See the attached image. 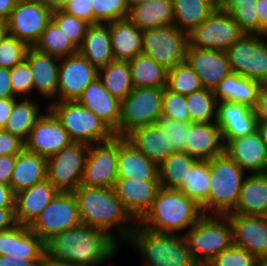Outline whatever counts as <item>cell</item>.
I'll list each match as a JSON object with an SVG mask.
<instances>
[{
  "mask_svg": "<svg viewBox=\"0 0 267 266\" xmlns=\"http://www.w3.org/2000/svg\"><path fill=\"white\" fill-rule=\"evenodd\" d=\"M121 244L107 231L80 223L45 243L46 255L55 261L81 266H102L114 258Z\"/></svg>",
  "mask_w": 267,
  "mask_h": 266,
  "instance_id": "6da1fadb",
  "label": "cell"
},
{
  "mask_svg": "<svg viewBox=\"0 0 267 266\" xmlns=\"http://www.w3.org/2000/svg\"><path fill=\"white\" fill-rule=\"evenodd\" d=\"M73 194L82 224L105 230L120 244H125L137 222L126 211L113 188L80 185Z\"/></svg>",
  "mask_w": 267,
  "mask_h": 266,
  "instance_id": "7a4b0ae2",
  "label": "cell"
},
{
  "mask_svg": "<svg viewBox=\"0 0 267 266\" xmlns=\"http://www.w3.org/2000/svg\"><path fill=\"white\" fill-rule=\"evenodd\" d=\"M202 216L201 207L186 194L161 187L137 224L157 233L184 235Z\"/></svg>",
  "mask_w": 267,
  "mask_h": 266,
  "instance_id": "3957f363",
  "label": "cell"
},
{
  "mask_svg": "<svg viewBox=\"0 0 267 266\" xmlns=\"http://www.w3.org/2000/svg\"><path fill=\"white\" fill-rule=\"evenodd\" d=\"M125 243L138 253L142 266H199L183 235L157 233L136 224Z\"/></svg>",
  "mask_w": 267,
  "mask_h": 266,
  "instance_id": "277c9868",
  "label": "cell"
},
{
  "mask_svg": "<svg viewBox=\"0 0 267 266\" xmlns=\"http://www.w3.org/2000/svg\"><path fill=\"white\" fill-rule=\"evenodd\" d=\"M208 215H226L239 198L246 173L225 152L209 160Z\"/></svg>",
  "mask_w": 267,
  "mask_h": 266,
  "instance_id": "5b68a950",
  "label": "cell"
},
{
  "mask_svg": "<svg viewBox=\"0 0 267 266\" xmlns=\"http://www.w3.org/2000/svg\"><path fill=\"white\" fill-rule=\"evenodd\" d=\"M183 236L199 266H205L233 244L232 226L226 215H203Z\"/></svg>",
  "mask_w": 267,
  "mask_h": 266,
  "instance_id": "8992f818",
  "label": "cell"
},
{
  "mask_svg": "<svg viewBox=\"0 0 267 266\" xmlns=\"http://www.w3.org/2000/svg\"><path fill=\"white\" fill-rule=\"evenodd\" d=\"M48 109L57 118L73 142L88 145L111 140L115 135L93 112L73 101H51Z\"/></svg>",
  "mask_w": 267,
  "mask_h": 266,
  "instance_id": "52a82bcc",
  "label": "cell"
},
{
  "mask_svg": "<svg viewBox=\"0 0 267 266\" xmlns=\"http://www.w3.org/2000/svg\"><path fill=\"white\" fill-rule=\"evenodd\" d=\"M164 87L134 88L121 101L120 120L116 137L125 138L133 130L156 124L162 117Z\"/></svg>",
  "mask_w": 267,
  "mask_h": 266,
  "instance_id": "ba28073f",
  "label": "cell"
},
{
  "mask_svg": "<svg viewBox=\"0 0 267 266\" xmlns=\"http://www.w3.org/2000/svg\"><path fill=\"white\" fill-rule=\"evenodd\" d=\"M188 33L174 24L142 32V54L169 70L186 60Z\"/></svg>",
  "mask_w": 267,
  "mask_h": 266,
  "instance_id": "9c48e42d",
  "label": "cell"
},
{
  "mask_svg": "<svg viewBox=\"0 0 267 266\" xmlns=\"http://www.w3.org/2000/svg\"><path fill=\"white\" fill-rule=\"evenodd\" d=\"M243 35L233 17L217 7L200 25L188 33V41L194 48L226 51Z\"/></svg>",
  "mask_w": 267,
  "mask_h": 266,
  "instance_id": "30bf717a",
  "label": "cell"
},
{
  "mask_svg": "<svg viewBox=\"0 0 267 266\" xmlns=\"http://www.w3.org/2000/svg\"><path fill=\"white\" fill-rule=\"evenodd\" d=\"M225 53L233 73L267 84V42L263 35L244 34Z\"/></svg>",
  "mask_w": 267,
  "mask_h": 266,
  "instance_id": "8fae6325",
  "label": "cell"
},
{
  "mask_svg": "<svg viewBox=\"0 0 267 266\" xmlns=\"http://www.w3.org/2000/svg\"><path fill=\"white\" fill-rule=\"evenodd\" d=\"M89 145L72 142L47 158L46 179L60 192H73L80 186Z\"/></svg>",
  "mask_w": 267,
  "mask_h": 266,
  "instance_id": "7c38bea8",
  "label": "cell"
},
{
  "mask_svg": "<svg viewBox=\"0 0 267 266\" xmlns=\"http://www.w3.org/2000/svg\"><path fill=\"white\" fill-rule=\"evenodd\" d=\"M78 205L73 192H60L29 226L45 243L54 235L79 225Z\"/></svg>",
  "mask_w": 267,
  "mask_h": 266,
  "instance_id": "4fadbf2b",
  "label": "cell"
},
{
  "mask_svg": "<svg viewBox=\"0 0 267 266\" xmlns=\"http://www.w3.org/2000/svg\"><path fill=\"white\" fill-rule=\"evenodd\" d=\"M52 8L46 2H16L4 23L5 32L33 47L47 24Z\"/></svg>",
  "mask_w": 267,
  "mask_h": 266,
  "instance_id": "5bb4252c",
  "label": "cell"
},
{
  "mask_svg": "<svg viewBox=\"0 0 267 266\" xmlns=\"http://www.w3.org/2000/svg\"><path fill=\"white\" fill-rule=\"evenodd\" d=\"M118 137L89 145L81 186L113 188L117 179Z\"/></svg>",
  "mask_w": 267,
  "mask_h": 266,
  "instance_id": "9a60e30c",
  "label": "cell"
},
{
  "mask_svg": "<svg viewBox=\"0 0 267 266\" xmlns=\"http://www.w3.org/2000/svg\"><path fill=\"white\" fill-rule=\"evenodd\" d=\"M98 77V69L79 52L60 59L58 88L52 101L77 100L87 85Z\"/></svg>",
  "mask_w": 267,
  "mask_h": 266,
  "instance_id": "2e32d148",
  "label": "cell"
},
{
  "mask_svg": "<svg viewBox=\"0 0 267 266\" xmlns=\"http://www.w3.org/2000/svg\"><path fill=\"white\" fill-rule=\"evenodd\" d=\"M45 106L44 113L32 127L25 141V149L48 158L70 145L73 141L48 109V104Z\"/></svg>",
  "mask_w": 267,
  "mask_h": 266,
  "instance_id": "e0dca14e",
  "label": "cell"
},
{
  "mask_svg": "<svg viewBox=\"0 0 267 266\" xmlns=\"http://www.w3.org/2000/svg\"><path fill=\"white\" fill-rule=\"evenodd\" d=\"M233 244L251 253L259 262L267 259V217L227 213Z\"/></svg>",
  "mask_w": 267,
  "mask_h": 266,
  "instance_id": "ac0fdd59",
  "label": "cell"
},
{
  "mask_svg": "<svg viewBox=\"0 0 267 266\" xmlns=\"http://www.w3.org/2000/svg\"><path fill=\"white\" fill-rule=\"evenodd\" d=\"M185 61L198 75L204 89L214 91L219 82L232 73L222 50L194 48L188 44Z\"/></svg>",
  "mask_w": 267,
  "mask_h": 266,
  "instance_id": "d6986e66",
  "label": "cell"
},
{
  "mask_svg": "<svg viewBox=\"0 0 267 266\" xmlns=\"http://www.w3.org/2000/svg\"><path fill=\"white\" fill-rule=\"evenodd\" d=\"M160 188L159 181L117 178L113 190L126 211L138 222L150 209Z\"/></svg>",
  "mask_w": 267,
  "mask_h": 266,
  "instance_id": "ffe728a7",
  "label": "cell"
},
{
  "mask_svg": "<svg viewBox=\"0 0 267 266\" xmlns=\"http://www.w3.org/2000/svg\"><path fill=\"white\" fill-rule=\"evenodd\" d=\"M224 152L249 174L266 171L267 149L258 130L230 139L224 145Z\"/></svg>",
  "mask_w": 267,
  "mask_h": 266,
  "instance_id": "44dd1931",
  "label": "cell"
},
{
  "mask_svg": "<svg viewBox=\"0 0 267 266\" xmlns=\"http://www.w3.org/2000/svg\"><path fill=\"white\" fill-rule=\"evenodd\" d=\"M257 123L252 107L232 101H217L216 124L224 145L230 139L252 134L257 130Z\"/></svg>",
  "mask_w": 267,
  "mask_h": 266,
  "instance_id": "7402d4cb",
  "label": "cell"
},
{
  "mask_svg": "<svg viewBox=\"0 0 267 266\" xmlns=\"http://www.w3.org/2000/svg\"><path fill=\"white\" fill-rule=\"evenodd\" d=\"M24 61L29 65L33 77L34 96L37 94L36 98L51 102L58 88L60 59L29 47Z\"/></svg>",
  "mask_w": 267,
  "mask_h": 266,
  "instance_id": "603a6c76",
  "label": "cell"
},
{
  "mask_svg": "<svg viewBox=\"0 0 267 266\" xmlns=\"http://www.w3.org/2000/svg\"><path fill=\"white\" fill-rule=\"evenodd\" d=\"M45 254V242L29 227L16 224L0 232V255L20 261L42 260Z\"/></svg>",
  "mask_w": 267,
  "mask_h": 266,
  "instance_id": "cb8c5ba5",
  "label": "cell"
},
{
  "mask_svg": "<svg viewBox=\"0 0 267 266\" xmlns=\"http://www.w3.org/2000/svg\"><path fill=\"white\" fill-rule=\"evenodd\" d=\"M185 153L197 160L209 161L224 153V142L216 122H191L185 138Z\"/></svg>",
  "mask_w": 267,
  "mask_h": 266,
  "instance_id": "d4e9b609",
  "label": "cell"
},
{
  "mask_svg": "<svg viewBox=\"0 0 267 266\" xmlns=\"http://www.w3.org/2000/svg\"><path fill=\"white\" fill-rule=\"evenodd\" d=\"M59 191L47 179L15 194L16 224L29 227Z\"/></svg>",
  "mask_w": 267,
  "mask_h": 266,
  "instance_id": "484cf974",
  "label": "cell"
},
{
  "mask_svg": "<svg viewBox=\"0 0 267 266\" xmlns=\"http://www.w3.org/2000/svg\"><path fill=\"white\" fill-rule=\"evenodd\" d=\"M76 101L98 116L113 133L118 129L121 101L110 94L98 77Z\"/></svg>",
  "mask_w": 267,
  "mask_h": 266,
  "instance_id": "4316f807",
  "label": "cell"
},
{
  "mask_svg": "<svg viewBox=\"0 0 267 266\" xmlns=\"http://www.w3.org/2000/svg\"><path fill=\"white\" fill-rule=\"evenodd\" d=\"M117 178L159 181L158 165L125 138L118 137Z\"/></svg>",
  "mask_w": 267,
  "mask_h": 266,
  "instance_id": "83f0119b",
  "label": "cell"
},
{
  "mask_svg": "<svg viewBox=\"0 0 267 266\" xmlns=\"http://www.w3.org/2000/svg\"><path fill=\"white\" fill-rule=\"evenodd\" d=\"M125 139L157 165L176 152L167 134L157 124L137 128Z\"/></svg>",
  "mask_w": 267,
  "mask_h": 266,
  "instance_id": "f1b7e54d",
  "label": "cell"
},
{
  "mask_svg": "<svg viewBox=\"0 0 267 266\" xmlns=\"http://www.w3.org/2000/svg\"><path fill=\"white\" fill-rule=\"evenodd\" d=\"M114 60L129 61L142 54V32L128 18L107 23Z\"/></svg>",
  "mask_w": 267,
  "mask_h": 266,
  "instance_id": "f546056e",
  "label": "cell"
},
{
  "mask_svg": "<svg viewBox=\"0 0 267 266\" xmlns=\"http://www.w3.org/2000/svg\"><path fill=\"white\" fill-rule=\"evenodd\" d=\"M47 158L27 151L16 155V162L10 179L12 192L30 188L46 180Z\"/></svg>",
  "mask_w": 267,
  "mask_h": 266,
  "instance_id": "4dcf8cb0",
  "label": "cell"
},
{
  "mask_svg": "<svg viewBox=\"0 0 267 266\" xmlns=\"http://www.w3.org/2000/svg\"><path fill=\"white\" fill-rule=\"evenodd\" d=\"M229 213L267 217V176L264 173L247 175L238 202Z\"/></svg>",
  "mask_w": 267,
  "mask_h": 266,
  "instance_id": "1f68e13d",
  "label": "cell"
},
{
  "mask_svg": "<svg viewBox=\"0 0 267 266\" xmlns=\"http://www.w3.org/2000/svg\"><path fill=\"white\" fill-rule=\"evenodd\" d=\"M78 52L97 69L113 61L109 25L107 23L89 25Z\"/></svg>",
  "mask_w": 267,
  "mask_h": 266,
  "instance_id": "d6a6232c",
  "label": "cell"
},
{
  "mask_svg": "<svg viewBox=\"0 0 267 266\" xmlns=\"http://www.w3.org/2000/svg\"><path fill=\"white\" fill-rule=\"evenodd\" d=\"M261 85L259 81L232 72L219 82L213 92L217 101H232L253 108Z\"/></svg>",
  "mask_w": 267,
  "mask_h": 266,
  "instance_id": "836d02e7",
  "label": "cell"
},
{
  "mask_svg": "<svg viewBox=\"0 0 267 266\" xmlns=\"http://www.w3.org/2000/svg\"><path fill=\"white\" fill-rule=\"evenodd\" d=\"M128 19L141 31L173 24L172 0H151L129 9Z\"/></svg>",
  "mask_w": 267,
  "mask_h": 266,
  "instance_id": "e575fe53",
  "label": "cell"
},
{
  "mask_svg": "<svg viewBox=\"0 0 267 266\" xmlns=\"http://www.w3.org/2000/svg\"><path fill=\"white\" fill-rule=\"evenodd\" d=\"M220 0H172L173 24L186 33L200 25L217 7Z\"/></svg>",
  "mask_w": 267,
  "mask_h": 266,
  "instance_id": "d590c367",
  "label": "cell"
},
{
  "mask_svg": "<svg viewBox=\"0 0 267 266\" xmlns=\"http://www.w3.org/2000/svg\"><path fill=\"white\" fill-rule=\"evenodd\" d=\"M39 98H18L13 105L6 125L3 129L21 138L24 142L27 140L32 127L44 113L41 111Z\"/></svg>",
  "mask_w": 267,
  "mask_h": 266,
  "instance_id": "8d00e7d4",
  "label": "cell"
},
{
  "mask_svg": "<svg viewBox=\"0 0 267 266\" xmlns=\"http://www.w3.org/2000/svg\"><path fill=\"white\" fill-rule=\"evenodd\" d=\"M197 159L184 151H176L158 164V180L162 188L179 189Z\"/></svg>",
  "mask_w": 267,
  "mask_h": 266,
  "instance_id": "74e56055",
  "label": "cell"
},
{
  "mask_svg": "<svg viewBox=\"0 0 267 266\" xmlns=\"http://www.w3.org/2000/svg\"><path fill=\"white\" fill-rule=\"evenodd\" d=\"M134 88L166 87L167 69L144 54L128 61Z\"/></svg>",
  "mask_w": 267,
  "mask_h": 266,
  "instance_id": "f35d334b",
  "label": "cell"
},
{
  "mask_svg": "<svg viewBox=\"0 0 267 266\" xmlns=\"http://www.w3.org/2000/svg\"><path fill=\"white\" fill-rule=\"evenodd\" d=\"M98 78L110 94L119 101H123L134 89L128 61H111L98 69Z\"/></svg>",
  "mask_w": 267,
  "mask_h": 266,
  "instance_id": "ab89813d",
  "label": "cell"
},
{
  "mask_svg": "<svg viewBox=\"0 0 267 266\" xmlns=\"http://www.w3.org/2000/svg\"><path fill=\"white\" fill-rule=\"evenodd\" d=\"M209 177V161L197 160L184 184L178 189L201 207L203 215H208Z\"/></svg>",
  "mask_w": 267,
  "mask_h": 266,
  "instance_id": "60d3db41",
  "label": "cell"
},
{
  "mask_svg": "<svg viewBox=\"0 0 267 266\" xmlns=\"http://www.w3.org/2000/svg\"><path fill=\"white\" fill-rule=\"evenodd\" d=\"M37 51L50 54L59 59L76 54L78 48L51 20L33 46Z\"/></svg>",
  "mask_w": 267,
  "mask_h": 266,
  "instance_id": "b9f144b4",
  "label": "cell"
},
{
  "mask_svg": "<svg viewBox=\"0 0 267 266\" xmlns=\"http://www.w3.org/2000/svg\"><path fill=\"white\" fill-rule=\"evenodd\" d=\"M257 1L220 0L219 7L233 17L244 34L259 35V19L256 10Z\"/></svg>",
  "mask_w": 267,
  "mask_h": 266,
  "instance_id": "7bdbcfd3",
  "label": "cell"
},
{
  "mask_svg": "<svg viewBox=\"0 0 267 266\" xmlns=\"http://www.w3.org/2000/svg\"><path fill=\"white\" fill-rule=\"evenodd\" d=\"M185 100L190 115V123L216 122L217 99L212 90L203 88L186 95Z\"/></svg>",
  "mask_w": 267,
  "mask_h": 266,
  "instance_id": "ee69618b",
  "label": "cell"
},
{
  "mask_svg": "<svg viewBox=\"0 0 267 266\" xmlns=\"http://www.w3.org/2000/svg\"><path fill=\"white\" fill-rule=\"evenodd\" d=\"M166 88L183 96L203 89L200 78L185 61L167 71Z\"/></svg>",
  "mask_w": 267,
  "mask_h": 266,
  "instance_id": "f6af8a7d",
  "label": "cell"
},
{
  "mask_svg": "<svg viewBox=\"0 0 267 266\" xmlns=\"http://www.w3.org/2000/svg\"><path fill=\"white\" fill-rule=\"evenodd\" d=\"M51 20L77 48L81 46L89 23L66 13L62 9L52 10Z\"/></svg>",
  "mask_w": 267,
  "mask_h": 266,
  "instance_id": "bcb514c9",
  "label": "cell"
},
{
  "mask_svg": "<svg viewBox=\"0 0 267 266\" xmlns=\"http://www.w3.org/2000/svg\"><path fill=\"white\" fill-rule=\"evenodd\" d=\"M28 49L25 42L4 31L0 36V67L12 69L22 63Z\"/></svg>",
  "mask_w": 267,
  "mask_h": 266,
  "instance_id": "7dc6e473",
  "label": "cell"
},
{
  "mask_svg": "<svg viewBox=\"0 0 267 266\" xmlns=\"http://www.w3.org/2000/svg\"><path fill=\"white\" fill-rule=\"evenodd\" d=\"M93 24L126 19L129 7L126 0H93Z\"/></svg>",
  "mask_w": 267,
  "mask_h": 266,
  "instance_id": "c3c4849f",
  "label": "cell"
},
{
  "mask_svg": "<svg viewBox=\"0 0 267 266\" xmlns=\"http://www.w3.org/2000/svg\"><path fill=\"white\" fill-rule=\"evenodd\" d=\"M205 266H260V262L246 249L232 244Z\"/></svg>",
  "mask_w": 267,
  "mask_h": 266,
  "instance_id": "681fc988",
  "label": "cell"
},
{
  "mask_svg": "<svg viewBox=\"0 0 267 266\" xmlns=\"http://www.w3.org/2000/svg\"><path fill=\"white\" fill-rule=\"evenodd\" d=\"M162 117L190 123L185 96L172 92L164 87L162 102Z\"/></svg>",
  "mask_w": 267,
  "mask_h": 266,
  "instance_id": "f907efd6",
  "label": "cell"
},
{
  "mask_svg": "<svg viewBox=\"0 0 267 266\" xmlns=\"http://www.w3.org/2000/svg\"><path fill=\"white\" fill-rule=\"evenodd\" d=\"M10 83L17 98H34L33 77L25 61L10 69Z\"/></svg>",
  "mask_w": 267,
  "mask_h": 266,
  "instance_id": "816d5d0a",
  "label": "cell"
},
{
  "mask_svg": "<svg viewBox=\"0 0 267 266\" xmlns=\"http://www.w3.org/2000/svg\"><path fill=\"white\" fill-rule=\"evenodd\" d=\"M156 124L163 130L175 151L185 149V138L189 123H184L170 118L160 117Z\"/></svg>",
  "mask_w": 267,
  "mask_h": 266,
  "instance_id": "f5cc1de1",
  "label": "cell"
},
{
  "mask_svg": "<svg viewBox=\"0 0 267 266\" xmlns=\"http://www.w3.org/2000/svg\"><path fill=\"white\" fill-rule=\"evenodd\" d=\"M93 0H69L61 9L66 13L93 24Z\"/></svg>",
  "mask_w": 267,
  "mask_h": 266,
  "instance_id": "db71d44e",
  "label": "cell"
},
{
  "mask_svg": "<svg viewBox=\"0 0 267 266\" xmlns=\"http://www.w3.org/2000/svg\"><path fill=\"white\" fill-rule=\"evenodd\" d=\"M25 148V142L0 128V157L17 155Z\"/></svg>",
  "mask_w": 267,
  "mask_h": 266,
  "instance_id": "11a10c76",
  "label": "cell"
},
{
  "mask_svg": "<svg viewBox=\"0 0 267 266\" xmlns=\"http://www.w3.org/2000/svg\"><path fill=\"white\" fill-rule=\"evenodd\" d=\"M257 122H267V84H262L253 107Z\"/></svg>",
  "mask_w": 267,
  "mask_h": 266,
  "instance_id": "9f6ffc18",
  "label": "cell"
},
{
  "mask_svg": "<svg viewBox=\"0 0 267 266\" xmlns=\"http://www.w3.org/2000/svg\"><path fill=\"white\" fill-rule=\"evenodd\" d=\"M15 162L16 155L0 157V184L10 185V179Z\"/></svg>",
  "mask_w": 267,
  "mask_h": 266,
  "instance_id": "6f0895ef",
  "label": "cell"
},
{
  "mask_svg": "<svg viewBox=\"0 0 267 266\" xmlns=\"http://www.w3.org/2000/svg\"><path fill=\"white\" fill-rule=\"evenodd\" d=\"M0 98H17L10 83V69L0 67Z\"/></svg>",
  "mask_w": 267,
  "mask_h": 266,
  "instance_id": "680465c9",
  "label": "cell"
},
{
  "mask_svg": "<svg viewBox=\"0 0 267 266\" xmlns=\"http://www.w3.org/2000/svg\"><path fill=\"white\" fill-rule=\"evenodd\" d=\"M15 225L14 208H0V232L9 230Z\"/></svg>",
  "mask_w": 267,
  "mask_h": 266,
  "instance_id": "91938a15",
  "label": "cell"
},
{
  "mask_svg": "<svg viewBox=\"0 0 267 266\" xmlns=\"http://www.w3.org/2000/svg\"><path fill=\"white\" fill-rule=\"evenodd\" d=\"M18 98H0V128L6 125L7 119L12 112L14 102Z\"/></svg>",
  "mask_w": 267,
  "mask_h": 266,
  "instance_id": "94428289",
  "label": "cell"
},
{
  "mask_svg": "<svg viewBox=\"0 0 267 266\" xmlns=\"http://www.w3.org/2000/svg\"><path fill=\"white\" fill-rule=\"evenodd\" d=\"M15 194L10 185L0 184V208H14Z\"/></svg>",
  "mask_w": 267,
  "mask_h": 266,
  "instance_id": "6125c7cd",
  "label": "cell"
},
{
  "mask_svg": "<svg viewBox=\"0 0 267 266\" xmlns=\"http://www.w3.org/2000/svg\"><path fill=\"white\" fill-rule=\"evenodd\" d=\"M256 10L259 19V35L267 28V0H258Z\"/></svg>",
  "mask_w": 267,
  "mask_h": 266,
  "instance_id": "be15d7a7",
  "label": "cell"
},
{
  "mask_svg": "<svg viewBox=\"0 0 267 266\" xmlns=\"http://www.w3.org/2000/svg\"><path fill=\"white\" fill-rule=\"evenodd\" d=\"M42 260H25L17 261L8 256L0 255V266H40Z\"/></svg>",
  "mask_w": 267,
  "mask_h": 266,
  "instance_id": "e7e4bbea",
  "label": "cell"
},
{
  "mask_svg": "<svg viewBox=\"0 0 267 266\" xmlns=\"http://www.w3.org/2000/svg\"><path fill=\"white\" fill-rule=\"evenodd\" d=\"M15 5L16 0H0V22H6Z\"/></svg>",
  "mask_w": 267,
  "mask_h": 266,
  "instance_id": "03108f58",
  "label": "cell"
},
{
  "mask_svg": "<svg viewBox=\"0 0 267 266\" xmlns=\"http://www.w3.org/2000/svg\"><path fill=\"white\" fill-rule=\"evenodd\" d=\"M40 266H81L76 265L73 263L63 262V261H55L50 259L46 254L42 259V262L40 263Z\"/></svg>",
  "mask_w": 267,
  "mask_h": 266,
  "instance_id": "003e7915",
  "label": "cell"
},
{
  "mask_svg": "<svg viewBox=\"0 0 267 266\" xmlns=\"http://www.w3.org/2000/svg\"><path fill=\"white\" fill-rule=\"evenodd\" d=\"M257 130L260 132L262 140L264 141L267 149V122H258Z\"/></svg>",
  "mask_w": 267,
  "mask_h": 266,
  "instance_id": "a7ac6f4b",
  "label": "cell"
},
{
  "mask_svg": "<svg viewBox=\"0 0 267 266\" xmlns=\"http://www.w3.org/2000/svg\"><path fill=\"white\" fill-rule=\"evenodd\" d=\"M69 0H43L50 5L52 10L61 9Z\"/></svg>",
  "mask_w": 267,
  "mask_h": 266,
  "instance_id": "89a4df30",
  "label": "cell"
},
{
  "mask_svg": "<svg viewBox=\"0 0 267 266\" xmlns=\"http://www.w3.org/2000/svg\"><path fill=\"white\" fill-rule=\"evenodd\" d=\"M127 1V5L129 7V9L135 5H139L142 3H145L147 1H151V0H126Z\"/></svg>",
  "mask_w": 267,
  "mask_h": 266,
  "instance_id": "2644e50d",
  "label": "cell"
},
{
  "mask_svg": "<svg viewBox=\"0 0 267 266\" xmlns=\"http://www.w3.org/2000/svg\"><path fill=\"white\" fill-rule=\"evenodd\" d=\"M43 0H16V2H41Z\"/></svg>",
  "mask_w": 267,
  "mask_h": 266,
  "instance_id": "8c879c8a",
  "label": "cell"
},
{
  "mask_svg": "<svg viewBox=\"0 0 267 266\" xmlns=\"http://www.w3.org/2000/svg\"><path fill=\"white\" fill-rule=\"evenodd\" d=\"M4 31H5L4 24L0 22V36L3 34Z\"/></svg>",
  "mask_w": 267,
  "mask_h": 266,
  "instance_id": "753ad0ef",
  "label": "cell"
},
{
  "mask_svg": "<svg viewBox=\"0 0 267 266\" xmlns=\"http://www.w3.org/2000/svg\"><path fill=\"white\" fill-rule=\"evenodd\" d=\"M262 35H263L264 40L267 42V28L264 30Z\"/></svg>",
  "mask_w": 267,
  "mask_h": 266,
  "instance_id": "34e18365",
  "label": "cell"
},
{
  "mask_svg": "<svg viewBox=\"0 0 267 266\" xmlns=\"http://www.w3.org/2000/svg\"><path fill=\"white\" fill-rule=\"evenodd\" d=\"M260 266H267V259L261 261Z\"/></svg>",
  "mask_w": 267,
  "mask_h": 266,
  "instance_id": "11e5206c",
  "label": "cell"
}]
</instances>
